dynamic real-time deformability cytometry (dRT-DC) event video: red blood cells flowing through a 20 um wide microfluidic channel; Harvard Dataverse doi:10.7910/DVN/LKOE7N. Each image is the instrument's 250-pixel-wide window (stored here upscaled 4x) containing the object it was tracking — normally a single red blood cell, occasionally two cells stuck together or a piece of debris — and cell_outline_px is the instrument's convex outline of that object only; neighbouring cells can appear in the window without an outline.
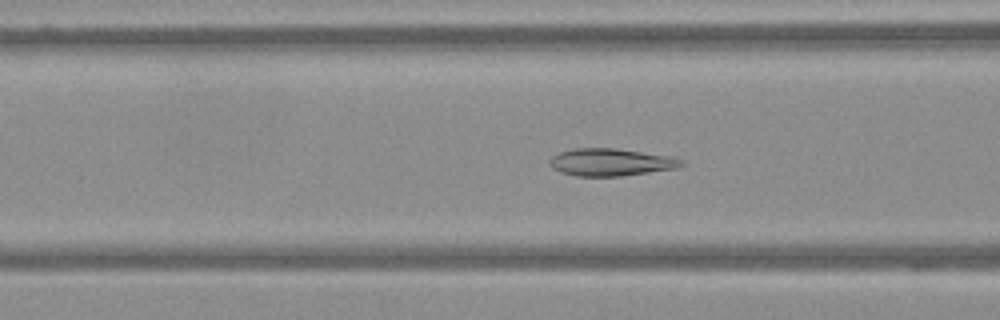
{"species": "Egyptian fruit bat (a non-hibernating species)", "species_latin": "Rousettus aegyptiacus", "temperature_condition": "warm", "stored_images_in_passage": 44, "camera_frame_rate_fps": 3000, "um_per_image_px": 0.085, "frame": {"image": 1, "passage_image": 6, "time_ms": 1.667, "image_size_px": [1000, 320], "cell_outline_px": [[688, 164], [676, 168], [620, 176], [576, 176], [560, 172], [552, 168], [548, 164], [548, 160], [552, 156], [560, 152], [572, 148], [616, 148], [676, 156], [684, 160]], "centroid_in_image_um": [51.96, 13.77], "position_along_channel_um": 114.6, "area_um2": 21.44}}
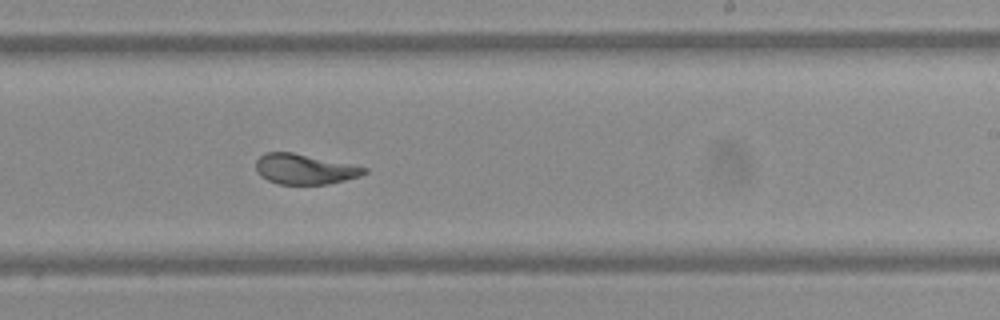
{"frame": {"image": 2, "passage_image": 20, "time_ms": 6.333, "image_size_px": [1000, 320], "cell_outline_px": [[368, 172], [360, 176], [328, 184], [280, 184], [268, 180], [260, 176], [256, 172], [256, 160], [264, 152], [292, 152], [352, 164], [368, 168]], "centroid_in_image_um": [25.88, 14.37], "position_along_channel_um": 263.1, "area_um2": 19.13}}
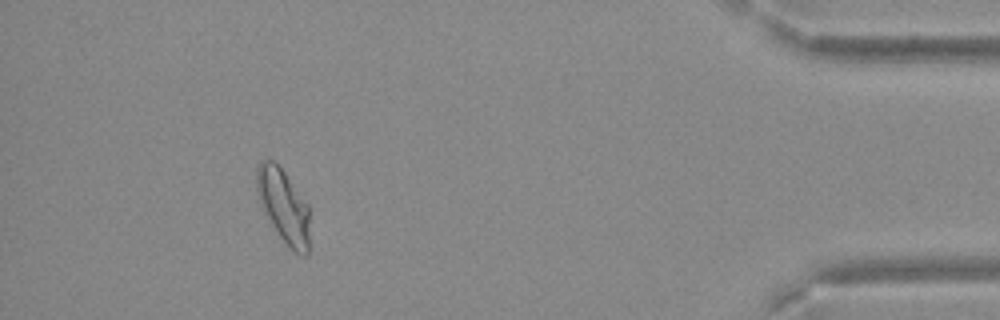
{"frame": {"image": 3, "passage_image": 39, "time_ms": 12.667, "image_size_px": [1000, 320], "cell_outline_px": [[308, 252], [304, 256], [300, 256], [288, 248], [264, 212], [260, 204], [256, 192], [256, 168], [260, 160], [272, 160], [284, 172], [308, 204]], "centroid_in_image_um": [24.07, 17.51], "position_along_channel_um": 411.1, "area_um2": 22.6}}